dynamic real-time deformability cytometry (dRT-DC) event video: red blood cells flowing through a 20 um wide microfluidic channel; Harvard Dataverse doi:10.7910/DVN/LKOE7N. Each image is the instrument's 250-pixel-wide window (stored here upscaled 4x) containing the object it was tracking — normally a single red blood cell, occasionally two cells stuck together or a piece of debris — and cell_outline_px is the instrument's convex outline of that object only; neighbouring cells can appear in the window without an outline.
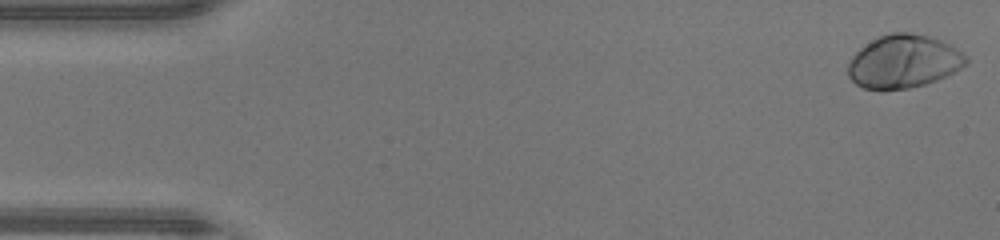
{"species": "human", "species_latin": "Homo sapiens", "temperature_condition": "warm", "stored_images_in_passage": 47, "camera_frame_rate_fps": 3000, "um_per_image_px": 0.085, "donor": {"sex": "male"}, "frame": {"image": 1, "passage_image": 1, "time_ms": 0.0, "image_size_px": [1000, 240], "cell_outline_px": [[968, 64], [936, 80], [924, 84], [908, 88], [880, 92], [864, 88], [856, 84], [848, 76], [848, 64], [852, 56], [860, 48], [872, 40], [880, 36], [892, 32], [908, 32], [928, 36], [940, 40], [956, 48], [968, 56]], "centroid_in_image_um": [76.78, 5.25], "position_along_channel_um": 8.2, "area_um2": 36.7}}
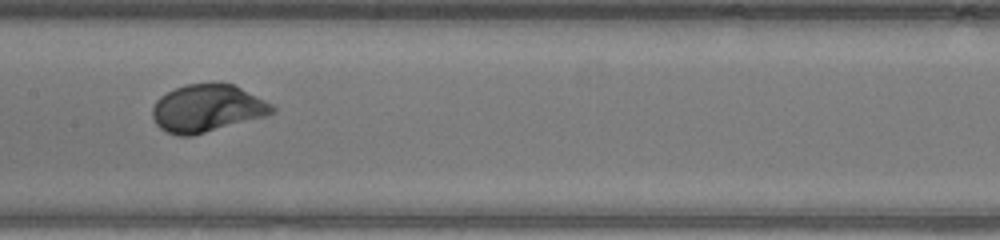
{"frame": {"image": 2, "passage_image": 23, "time_ms": 7.333, "image_size_px": [1000, 240], "cell_outline_px": [[276, 112], [264, 116], [192, 136], [176, 136], [160, 128], [156, 124], [152, 116], [152, 108], [156, 100], [160, 96], [176, 88], [188, 84], [232, 84], [272, 104], [276, 108]], "centroid_in_image_um": [17.58, 9.23], "position_along_channel_um": 189.8, "area_um2": 32.66}}
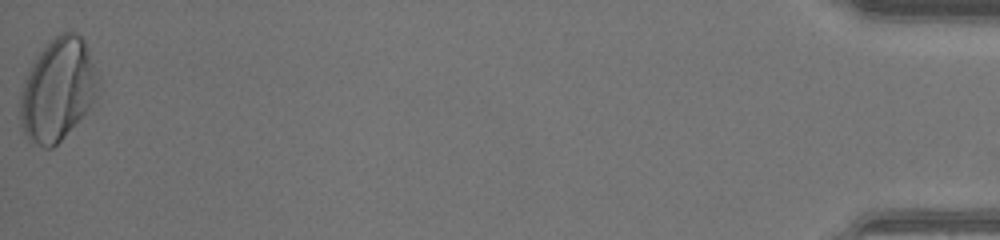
{"frame": {"image": 3, "passage_image": 47, "time_ms": 15.333, "image_size_px": [1000, 240], "cell_outline_px": [[100, 80], [96, 96], [80, 120], [52, 148], [44, 148], [28, 140], [20, 124], [20, 92], [28, 72], [36, 56], [60, 32], [76, 32], [84, 40]], "centroid_in_image_um": [4.9, 7.64], "position_along_channel_um": 430.3, "area_um2": 46.18}, "authors_computed_cell_mechanics": {"area_um2": 33.813, "velocity_mm_per_s": 4.3763, "shape_relaxation_time_tau1_ms": 1.8663, "shape_relaxation_time_tau2_ms": null, "deformation_change_tau1": 0.169, "deformation_change_tau2": null}}